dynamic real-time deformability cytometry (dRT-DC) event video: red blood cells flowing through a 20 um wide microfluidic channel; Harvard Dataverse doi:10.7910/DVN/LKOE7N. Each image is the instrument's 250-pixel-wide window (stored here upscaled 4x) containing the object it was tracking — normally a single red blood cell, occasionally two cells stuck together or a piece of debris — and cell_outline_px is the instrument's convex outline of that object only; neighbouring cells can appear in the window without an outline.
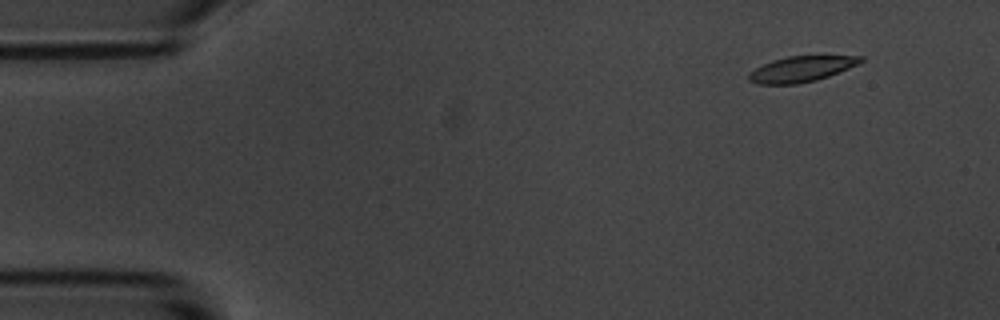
{"species": "common noctule bat (a hibernating species)", "species_latin": "Nyctalus noctula", "temperature_condition": "room temperature", "stored_images_in_passage": 5, "camera_frame_rate_fps": 3000, "um_per_image_px": 0.085, "animal": {"sex": "male", "body_mass_g": 20.1, "forearm_length_mm": 53.5}, "frame": {"image": 1, "passage_image": 2, "time_ms": 1.0, "image_size_px": [1000, 320], "cell_outline_px": [[864, 60], [860, 64], [828, 76], [816, 80], [796, 84], [756, 84], [748, 80], [748, 72], [772, 60], [788, 56], [864, 56]], "centroid_in_image_um": [68.11, 5.87], "position_along_channel_um": 16.9, "area_um2": 16.7}}
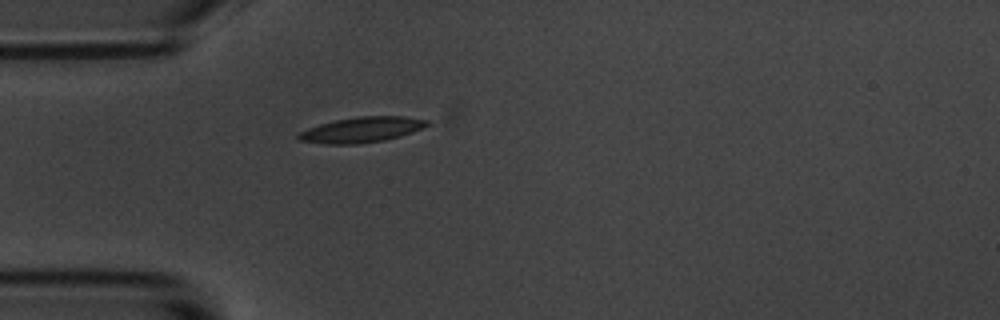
{"frame": {"image": 2, "passage_image": 5, "time_ms": 4.667, "image_size_px": [1000, 320], "cell_outline_px": [[432, 124], [424, 128], [400, 136], [384, 140], [356, 144], [324, 144], [300, 140], [296, 136], [300, 132], [308, 128], [320, 124], [336, 120], [356, 116], [404, 116], [428, 120]], "centroid_in_image_um": [30.78, 11.02], "position_along_channel_um": 54.2, "area_um2": 19.07}}